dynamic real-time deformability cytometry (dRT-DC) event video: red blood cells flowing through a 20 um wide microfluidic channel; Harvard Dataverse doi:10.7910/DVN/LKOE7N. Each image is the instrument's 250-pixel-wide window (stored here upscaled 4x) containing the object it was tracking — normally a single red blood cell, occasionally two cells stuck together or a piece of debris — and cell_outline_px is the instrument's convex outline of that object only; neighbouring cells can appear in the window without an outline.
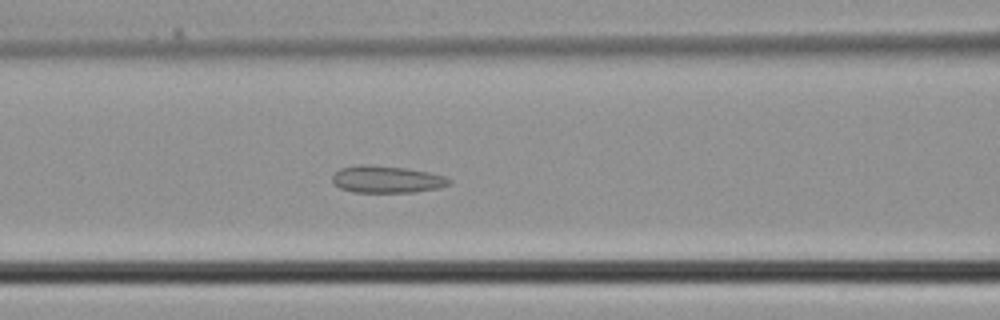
{"species": "common noctule bat (a hibernating species)", "species_latin": "Nyctalus noctula", "temperature_condition": "cold", "stored_images_in_passage": 39, "camera_frame_rate_fps": 3000, "um_per_image_px": 0.085, "animal": {"sex": "male", "body_mass_g": 21.5, "forearm_length_mm": 52.0}, "frame": {"image": 1, "passage_image": 16, "time_ms": 5.0, "image_size_px": [1000, 320], "cell_outline_px": [[452, 180], [448, 184], [440, 188], [412, 192], [352, 192], [340, 188], [332, 180], [332, 176], [340, 168], [360, 164], [368, 164], [404, 168], [428, 172], [444, 176]], "centroid_in_image_um": [32.86, 15.24], "position_along_channel_um": 133.7, "area_um2": 18.32}}
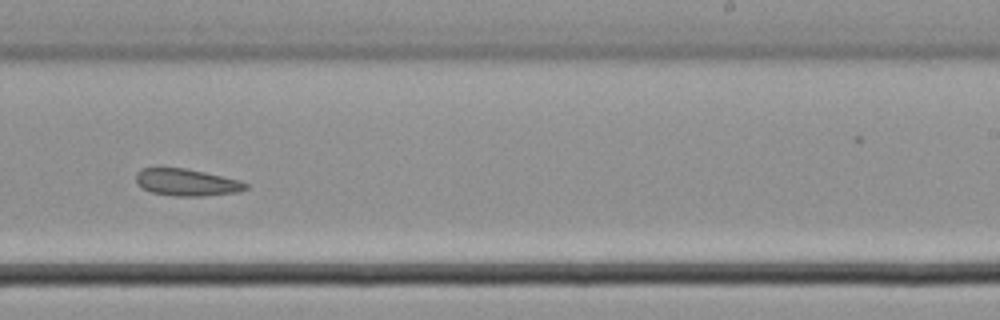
{"frame": {"image": 2, "passage_image": 24, "time_ms": 7.667, "image_size_px": [1000, 320], "cell_outline_px": [[248, 188], [236, 192], [204, 196], [172, 196], [152, 192], [136, 184], [136, 172], [140, 168], [184, 168], [204, 172], [240, 180], [248, 184]], "centroid_in_image_um": [15.85, 15.5], "position_along_channel_um": 273.2, "area_um2": 17.22}}
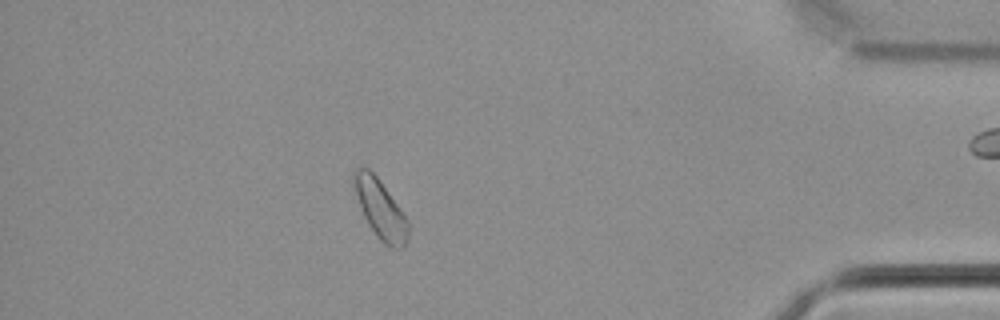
{"frame": {"image": 3, "passage_image": 34, "time_ms": 11.0, "image_size_px": [1000, 320], "cell_outline_px": [[408, 240], [400, 248], [392, 248], [384, 244], [380, 240], [368, 224], [364, 216], [356, 196], [352, 184], [352, 172], [356, 168], [368, 168], [380, 180], [408, 220]], "centroid_in_image_um": [32.31, 17.75], "position_along_channel_um": 402.9, "area_um2": 18.5}}